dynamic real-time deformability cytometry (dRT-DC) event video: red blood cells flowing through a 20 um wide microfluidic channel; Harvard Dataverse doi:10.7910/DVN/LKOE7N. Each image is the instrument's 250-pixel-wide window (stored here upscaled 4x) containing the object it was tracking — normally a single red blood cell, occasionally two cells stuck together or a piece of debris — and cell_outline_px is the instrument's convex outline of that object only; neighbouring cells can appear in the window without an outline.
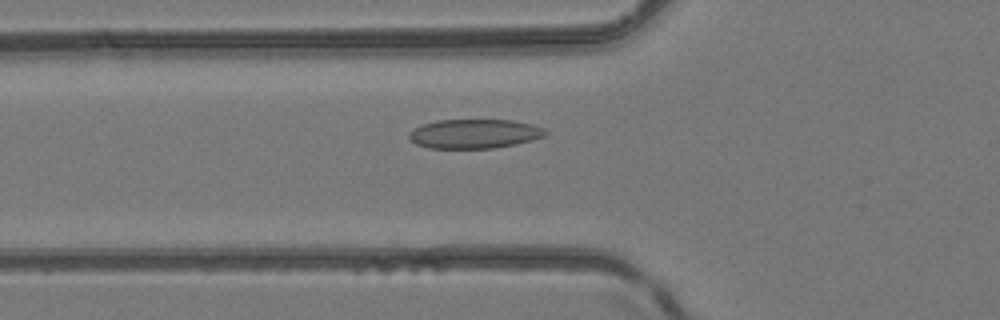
{"species": "common noctule bat (a hibernating species)", "species_latin": "Nyctalus noctula", "temperature_condition": "room temperature", "stored_images_in_passage": 33, "camera_frame_rate_fps": 3000, "um_per_image_px": 0.085, "animal": {"sex": "female", "body_mass_g": 24.6, "forearm_length_mm": 56.2}, "frame": {"image": 1, "passage_image": 6, "time_ms": 1.667, "image_size_px": [1000, 320], "cell_outline_px": [[548, 132], [544, 136], [532, 140], [516, 144], [496, 148], [428, 148], [416, 144], [408, 140], [408, 132], [412, 128], [436, 120], [512, 120], [532, 124], [544, 128]], "centroid_in_image_um": [40.29, 11.37], "position_along_channel_um": 85.5, "area_um2": 23.47}}
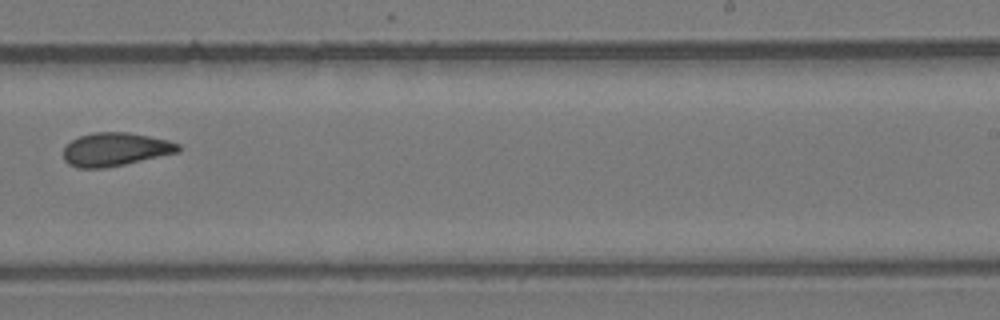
{"frame": {"image": 2, "passage_image": 18, "time_ms": 5.667, "image_size_px": [1000, 320], "cell_outline_px": [[180, 152], [124, 164], [104, 168], [76, 168], [68, 164], [64, 160], [64, 148], [72, 140], [80, 136], [92, 132], [128, 132], [168, 140], [180, 144]], "centroid_in_image_um": [9.8, 12.7], "position_along_channel_um": 279.2, "area_um2": 22.31}}
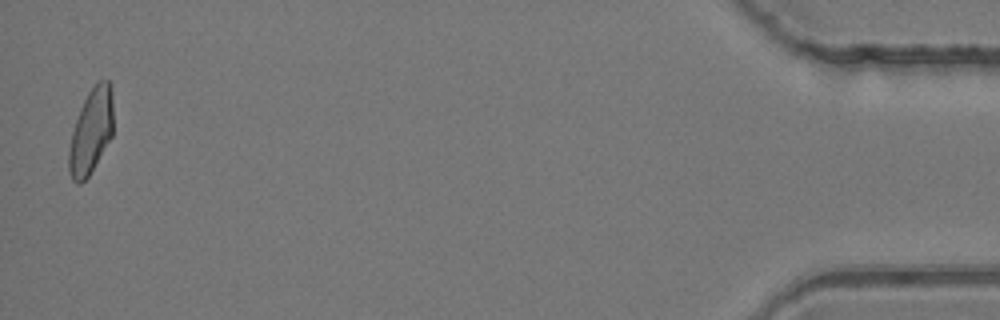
{"frame": {"image": 3, "passage_image": 33, "time_ms": 10.667, "image_size_px": [1000, 320], "cell_outline_px": [[112, 136], [88, 176], [80, 184], [76, 184], [72, 180], [68, 172], [68, 152], [72, 132], [80, 108], [88, 92], [100, 80], [108, 80], [112, 84]], "centroid_in_image_um": [7.72, 11.17], "position_along_channel_um": 427.5, "area_um2": 21.85}}